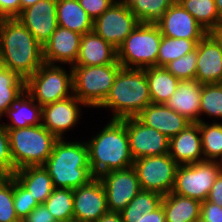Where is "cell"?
I'll return each instance as SVG.
<instances>
[{
    "label": "cell",
    "instance_id": "8",
    "mask_svg": "<svg viewBox=\"0 0 222 222\" xmlns=\"http://www.w3.org/2000/svg\"><path fill=\"white\" fill-rule=\"evenodd\" d=\"M119 63L98 66H72L73 95L89 109L98 108L106 99L114 83Z\"/></svg>",
    "mask_w": 222,
    "mask_h": 222
},
{
    "label": "cell",
    "instance_id": "27",
    "mask_svg": "<svg viewBox=\"0 0 222 222\" xmlns=\"http://www.w3.org/2000/svg\"><path fill=\"white\" fill-rule=\"evenodd\" d=\"M58 26L81 35L93 31V19L80 6L78 0H57Z\"/></svg>",
    "mask_w": 222,
    "mask_h": 222
},
{
    "label": "cell",
    "instance_id": "46",
    "mask_svg": "<svg viewBox=\"0 0 222 222\" xmlns=\"http://www.w3.org/2000/svg\"><path fill=\"white\" fill-rule=\"evenodd\" d=\"M137 222H166L163 206L151 213L140 215Z\"/></svg>",
    "mask_w": 222,
    "mask_h": 222
},
{
    "label": "cell",
    "instance_id": "13",
    "mask_svg": "<svg viewBox=\"0 0 222 222\" xmlns=\"http://www.w3.org/2000/svg\"><path fill=\"white\" fill-rule=\"evenodd\" d=\"M125 127L133 160L169 153L170 139L158 130L146 126L137 117L126 118Z\"/></svg>",
    "mask_w": 222,
    "mask_h": 222
},
{
    "label": "cell",
    "instance_id": "48",
    "mask_svg": "<svg viewBox=\"0 0 222 222\" xmlns=\"http://www.w3.org/2000/svg\"><path fill=\"white\" fill-rule=\"evenodd\" d=\"M96 222H123L121 213L108 211L102 215Z\"/></svg>",
    "mask_w": 222,
    "mask_h": 222
},
{
    "label": "cell",
    "instance_id": "32",
    "mask_svg": "<svg viewBox=\"0 0 222 222\" xmlns=\"http://www.w3.org/2000/svg\"><path fill=\"white\" fill-rule=\"evenodd\" d=\"M200 40H187L184 38H170L162 36L158 50L157 66L165 67L171 61L179 59L196 49Z\"/></svg>",
    "mask_w": 222,
    "mask_h": 222
},
{
    "label": "cell",
    "instance_id": "4",
    "mask_svg": "<svg viewBox=\"0 0 222 222\" xmlns=\"http://www.w3.org/2000/svg\"><path fill=\"white\" fill-rule=\"evenodd\" d=\"M151 103L146 69L121 68L109 94L96 110L107 109L112 114L108 119L122 120L137 117Z\"/></svg>",
    "mask_w": 222,
    "mask_h": 222
},
{
    "label": "cell",
    "instance_id": "5",
    "mask_svg": "<svg viewBox=\"0 0 222 222\" xmlns=\"http://www.w3.org/2000/svg\"><path fill=\"white\" fill-rule=\"evenodd\" d=\"M7 130L15 170L26 166L43 165L51 155L58 140L42 124Z\"/></svg>",
    "mask_w": 222,
    "mask_h": 222
},
{
    "label": "cell",
    "instance_id": "47",
    "mask_svg": "<svg viewBox=\"0 0 222 222\" xmlns=\"http://www.w3.org/2000/svg\"><path fill=\"white\" fill-rule=\"evenodd\" d=\"M207 34L220 46L222 49V20L213 28H211Z\"/></svg>",
    "mask_w": 222,
    "mask_h": 222
},
{
    "label": "cell",
    "instance_id": "12",
    "mask_svg": "<svg viewBox=\"0 0 222 222\" xmlns=\"http://www.w3.org/2000/svg\"><path fill=\"white\" fill-rule=\"evenodd\" d=\"M88 108L75 95L54 103L42 106V125L58 139H65L68 131L78 128L84 111ZM67 133V134H66Z\"/></svg>",
    "mask_w": 222,
    "mask_h": 222
},
{
    "label": "cell",
    "instance_id": "52",
    "mask_svg": "<svg viewBox=\"0 0 222 222\" xmlns=\"http://www.w3.org/2000/svg\"><path fill=\"white\" fill-rule=\"evenodd\" d=\"M216 162L220 168V172H222V155L216 160Z\"/></svg>",
    "mask_w": 222,
    "mask_h": 222
},
{
    "label": "cell",
    "instance_id": "39",
    "mask_svg": "<svg viewBox=\"0 0 222 222\" xmlns=\"http://www.w3.org/2000/svg\"><path fill=\"white\" fill-rule=\"evenodd\" d=\"M13 200L14 208L17 217L20 221L25 219L28 214L39 204L30 195V192L25 189L14 177H13Z\"/></svg>",
    "mask_w": 222,
    "mask_h": 222
},
{
    "label": "cell",
    "instance_id": "26",
    "mask_svg": "<svg viewBox=\"0 0 222 222\" xmlns=\"http://www.w3.org/2000/svg\"><path fill=\"white\" fill-rule=\"evenodd\" d=\"M201 201L170 192L163 196L161 205L166 222H199Z\"/></svg>",
    "mask_w": 222,
    "mask_h": 222
},
{
    "label": "cell",
    "instance_id": "28",
    "mask_svg": "<svg viewBox=\"0 0 222 222\" xmlns=\"http://www.w3.org/2000/svg\"><path fill=\"white\" fill-rule=\"evenodd\" d=\"M146 78L149 85L151 102L165 104L177 90L180 82L165 67L151 66L146 68Z\"/></svg>",
    "mask_w": 222,
    "mask_h": 222
},
{
    "label": "cell",
    "instance_id": "10",
    "mask_svg": "<svg viewBox=\"0 0 222 222\" xmlns=\"http://www.w3.org/2000/svg\"><path fill=\"white\" fill-rule=\"evenodd\" d=\"M178 164L168 154L147 156L134 160L133 168L142 190L154 191L161 195L172 192Z\"/></svg>",
    "mask_w": 222,
    "mask_h": 222
},
{
    "label": "cell",
    "instance_id": "7",
    "mask_svg": "<svg viewBox=\"0 0 222 222\" xmlns=\"http://www.w3.org/2000/svg\"><path fill=\"white\" fill-rule=\"evenodd\" d=\"M25 90L40 106L69 98L73 95L72 67L43 63L25 80Z\"/></svg>",
    "mask_w": 222,
    "mask_h": 222
},
{
    "label": "cell",
    "instance_id": "19",
    "mask_svg": "<svg viewBox=\"0 0 222 222\" xmlns=\"http://www.w3.org/2000/svg\"><path fill=\"white\" fill-rule=\"evenodd\" d=\"M196 80L200 84L222 83V49L206 34L196 45Z\"/></svg>",
    "mask_w": 222,
    "mask_h": 222
},
{
    "label": "cell",
    "instance_id": "53",
    "mask_svg": "<svg viewBox=\"0 0 222 222\" xmlns=\"http://www.w3.org/2000/svg\"><path fill=\"white\" fill-rule=\"evenodd\" d=\"M54 222H76V221L72 219V220H55Z\"/></svg>",
    "mask_w": 222,
    "mask_h": 222
},
{
    "label": "cell",
    "instance_id": "6",
    "mask_svg": "<svg viewBox=\"0 0 222 222\" xmlns=\"http://www.w3.org/2000/svg\"><path fill=\"white\" fill-rule=\"evenodd\" d=\"M162 34L156 24L140 23L117 49L122 68L146 69L157 66Z\"/></svg>",
    "mask_w": 222,
    "mask_h": 222
},
{
    "label": "cell",
    "instance_id": "25",
    "mask_svg": "<svg viewBox=\"0 0 222 222\" xmlns=\"http://www.w3.org/2000/svg\"><path fill=\"white\" fill-rule=\"evenodd\" d=\"M13 177L30 192L38 204H43L54 190L53 181L43 165L20 168Z\"/></svg>",
    "mask_w": 222,
    "mask_h": 222
},
{
    "label": "cell",
    "instance_id": "44",
    "mask_svg": "<svg viewBox=\"0 0 222 222\" xmlns=\"http://www.w3.org/2000/svg\"><path fill=\"white\" fill-rule=\"evenodd\" d=\"M52 214L44 204L36 206L21 222H54Z\"/></svg>",
    "mask_w": 222,
    "mask_h": 222
},
{
    "label": "cell",
    "instance_id": "42",
    "mask_svg": "<svg viewBox=\"0 0 222 222\" xmlns=\"http://www.w3.org/2000/svg\"><path fill=\"white\" fill-rule=\"evenodd\" d=\"M200 222H222V207L208 200L202 201Z\"/></svg>",
    "mask_w": 222,
    "mask_h": 222
},
{
    "label": "cell",
    "instance_id": "45",
    "mask_svg": "<svg viewBox=\"0 0 222 222\" xmlns=\"http://www.w3.org/2000/svg\"><path fill=\"white\" fill-rule=\"evenodd\" d=\"M206 200L222 207V172L217 176Z\"/></svg>",
    "mask_w": 222,
    "mask_h": 222
},
{
    "label": "cell",
    "instance_id": "51",
    "mask_svg": "<svg viewBox=\"0 0 222 222\" xmlns=\"http://www.w3.org/2000/svg\"><path fill=\"white\" fill-rule=\"evenodd\" d=\"M6 67L4 66V62H3V57L1 54V50H0V73L5 69Z\"/></svg>",
    "mask_w": 222,
    "mask_h": 222
},
{
    "label": "cell",
    "instance_id": "33",
    "mask_svg": "<svg viewBox=\"0 0 222 222\" xmlns=\"http://www.w3.org/2000/svg\"><path fill=\"white\" fill-rule=\"evenodd\" d=\"M208 32L222 19L218 15L215 0H177Z\"/></svg>",
    "mask_w": 222,
    "mask_h": 222
},
{
    "label": "cell",
    "instance_id": "24",
    "mask_svg": "<svg viewBox=\"0 0 222 222\" xmlns=\"http://www.w3.org/2000/svg\"><path fill=\"white\" fill-rule=\"evenodd\" d=\"M6 117L8 120H4ZM7 129L26 128L42 124V106L26 90L16 102L2 115Z\"/></svg>",
    "mask_w": 222,
    "mask_h": 222
},
{
    "label": "cell",
    "instance_id": "17",
    "mask_svg": "<svg viewBox=\"0 0 222 222\" xmlns=\"http://www.w3.org/2000/svg\"><path fill=\"white\" fill-rule=\"evenodd\" d=\"M162 36L201 40L207 31L176 0L162 17L155 23Z\"/></svg>",
    "mask_w": 222,
    "mask_h": 222
},
{
    "label": "cell",
    "instance_id": "18",
    "mask_svg": "<svg viewBox=\"0 0 222 222\" xmlns=\"http://www.w3.org/2000/svg\"><path fill=\"white\" fill-rule=\"evenodd\" d=\"M81 34L58 26L43 46L44 63L74 66L80 48Z\"/></svg>",
    "mask_w": 222,
    "mask_h": 222
},
{
    "label": "cell",
    "instance_id": "41",
    "mask_svg": "<svg viewBox=\"0 0 222 222\" xmlns=\"http://www.w3.org/2000/svg\"><path fill=\"white\" fill-rule=\"evenodd\" d=\"M117 0H78L80 6L93 19L102 15Z\"/></svg>",
    "mask_w": 222,
    "mask_h": 222
},
{
    "label": "cell",
    "instance_id": "50",
    "mask_svg": "<svg viewBox=\"0 0 222 222\" xmlns=\"http://www.w3.org/2000/svg\"><path fill=\"white\" fill-rule=\"evenodd\" d=\"M215 5L218 11V15L222 19V0H215Z\"/></svg>",
    "mask_w": 222,
    "mask_h": 222
},
{
    "label": "cell",
    "instance_id": "29",
    "mask_svg": "<svg viewBox=\"0 0 222 222\" xmlns=\"http://www.w3.org/2000/svg\"><path fill=\"white\" fill-rule=\"evenodd\" d=\"M163 195L141 190L120 212L123 222H137L140 215L151 213L161 206Z\"/></svg>",
    "mask_w": 222,
    "mask_h": 222
},
{
    "label": "cell",
    "instance_id": "21",
    "mask_svg": "<svg viewBox=\"0 0 222 222\" xmlns=\"http://www.w3.org/2000/svg\"><path fill=\"white\" fill-rule=\"evenodd\" d=\"M137 118L146 126L158 130L169 139L192 123L165 104L151 103L141 111Z\"/></svg>",
    "mask_w": 222,
    "mask_h": 222
},
{
    "label": "cell",
    "instance_id": "38",
    "mask_svg": "<svg viewBox=\"0 0 222 222\" xmlns=\"http://www.w3.org/2000/svg\"><path fill=\"white\" fill-rule=\"evenodd\" d=\"M197 50L171 61L165 68L180 81L196 79Z\"/></svg>",
    "mask_w": 222,
    "mask_h": 222
},
{
    "label": "cell",
    "instance_id": "14",
    "mask_svg": "<svg viewBox=\"0 0 222 222\" xmlns=\"http://www.w3.org/2000/svg\"><path fill=\"white\" fill-rule=\"evenodd\" d=\"M98 178L104 185L107 207L111 212L120 213L142 190L133 167L109 171Z\"/></svg>",
    "mask_w": 222,
    "mask_h": 222
},
{
    "label": "cell",
    "instance_id": "37",
    "mask_svg": "<svg viewBox=\"0 0 222 222\" xmlns=\"http://www.w3.org/2000/svg\"><path fill=\"white\" fill-rule=\"evenodd\" d=\"M0 222H21L13 200V177H0Z\"/></svg>",
    "mask_w": 222,
    "mask_h": 222
},
{
    "label": "cell",
    "instance_id": "22",
    "mask_svg": "<svg viewBox=\"0 0 222 222\" xmlns=\"http://www.w3.org/2000/svg\"><path fill=\"white\" fill-rule=\"evenodd\" d=\"M119 63L117 49L94 31L81 36L78 57L74 66H98Z\"/></svg>",
    "mask_w": 222,
    "mask_h": 222
},
{
    "label": "cell",
    "instance_id": "36",
    "mask_svg": "<svg viewBox=\"0 0 222 222\" xmlns=\"http://www.w3.org/2000/svg\"><path fill=\"white\" fill-rule=\"evenodd\" d=\"M43 204L55 220L73 219V189L54 188Z\"/></svg>",
    "mask_w": 222,
    "mask_h": 222
},
{
    "label": "cell",
    "instance_id": "9",
    "mask_svg": "<svg viewBox=\"0 0 222 222\" xmlns=\"http://www.w3.org/2000/svg\"><path fill=\"white\" fill-rule=\"evenodd\" d=\"M219 173L216 161L179 165L172 193L205 201Z\"/></svg>",
    "mask_w": 222,
    "mask_h": 222
},
{
    "label": "cell",
    "instance_id": "1",
    "mask_svg": "<svg viewBox=\"0 0 222 222\" xmlns=\"http://www.w3.org/2000/svg\"><path fill=\"white\" fill-rule=\"evenodd\" d=\"M100 129V130H99ZM89 165L92 174L99 177L113 170H124L133 166L125 119L106 120L95 135L89 137Z\"/></svg>",
    "mask_w": 222,
    "mask_h": 222
},
{
    "label": "cell",
    "instance_id": "31",
    "mask_svg": "<svg viewBox=\"0 0 222 222\" xmlns=\"http://www.w3.org/2000/svg\"><path fill=\"white\" fill-rule=\"evenodd\" d=\"M127 4L140 23L155 24L176 0H120Z\"/></svg>",
    "mask_w": 222,
    "mask_h": 222
},
{
    "label": "cell",
    "instance_id": "34",
    "mask_svg": "<svg viewBox=\"0 0 222 222\" xmlns=\"http://www.w3.org/2000/svg\"><path fill=\"white\" fill-rule=\"evenodd\" d=\"M205 117L211 118V122L222 121V83L202 85L200 122H205Z\"/></svg>",
    "mask_w": 222,
    "mask_h": 222
},
{
    "label": "cell",
    "instance_id": "43",
    "mask_svg": "<svg viewBox=\"0 0 222 222\" xmlns=\"http://www.w3.org/2000/svg\"><path fill=\"white\" fill-rule=\"evenodd\" d=\"M20 13V0H0V19L17 18Z\"/></svg>",
    "mask_w": 222,
    "mask_h": 222
},
{
    "label": "cell",
    "instance_id": "11",
    "mask_svg": "<svg viewBox=\"0 0 222 222\" xmlns=\"http://www.w3.org/2000/svg\"><path fill=\"white\" fill-rule=\"evenodd\" d=\"M139 24L129 6L117 0L93 21V31L118 49Z\"/></svg>",
    "mask_w": 222,
    "mask_h": 222
},
{
    "label": "cell",
    "instance_id": "15",
    "mask_svg": "<svg viewBox=\"0 0 222 222\" xmlns=\"http://www.w3.org/2000/svg\"><path fill=\"white\" fill-rule=\"evenodd\" d=\"M108 211L104 185L98 177L73 190L74 221L96 222Z\"/></svg>",
    "mask_w": 222,
    "mask_h": 222
},
{
    "label": "cell",
    "instance_id": "49",
    "mask_svg": "<svg viewBox=\"0 0 222 222\" xmlns=\"http://www.w3.org/2000/svg\"><path fill=\"white\" fill-rule=\"evenodd\" d=\"M38 1L39 0H20V2H21V11L26 9L27 7H30V6L34 5Z\"/></svg>",
    "mask_w": 222,
    "mask_h": 222
},
{
    "label": "cell",
    "instance_id": "40",
    "mask_svg": "<svg viewBox=\"0 0 222 222\" xmlns=\"http://www.w3.org/2000/svg\"><path fill=\"white\" fill-rule=\"evenodd\" d=\"M15 171L10 153L8 130L0 118V177H13Z\"/></svg>",
    "mask_w": 222,
    "mask_h": 222
},
{
    "label": "cell",
    "instance_id": "35",
    "mask_svg": "<svg viewBox=\"0 0 222 222\" xmlns=\"http://www.w3.org/2000/svg\"><path fill=\"white\" fill-rule=\"evenodd\" d=\"M200 122L202 152L205 161H216L222 155V122Z\"/></svg>",
    "mask_w": 222,
    "mask_h": 222
},
{
    "label": "cell",
    "instance_id": "23",
    "mask_svg": "<svg viewBox=\"0 0 222 222\" xmlns=\"http://www.w3.org/2000/svg\"><path fill=\"white\" fill-rule=\"evenodd\" d=\"M202 85L196 79L180 81L177 90L165 102V105L185 116L192 123L200 122Z\"/></svg>",
    "mask_w": 222,
    "mask_h": 222
},
{
    "label": "cell",
    "instance_id": "3",
    "mask_svg": "<svg viewBox=\"0 0 222 222\" xmlns=\"http://www.w3.org/2000/svg\"><path fill=\"white\" fill-rule=\"evenodd\" d=\"M43 166L54 188L74 190L95 178L89 165L86 141L81 137L74 141L70 138L58 139Z\"/></svg>",
    "mask_w": 222,
    "mask_h": 222
},
{
    "label": "cell",
    "instance_id": "20",
    "mask_svg": "<svg viewBox=\"0 0 222 222\" xmlns=\"http://www.w3.org/2000/svg\"><path fill=\"white\" fill-rule=\"evenodd\" d=\"M169 155L178 165L205 161L202 152L200 122L189 124L170 138Z\"/></svg>",
    "mask_w": 222,
    "mask_h": 222
},
{
    "label": "cell",
    "instance_id": "16",
    "mask_svg": "<svg viewBox=\"0 0 222 222\" xmlns=\"http://www.w3.org/2000/svg\"><path fill=\"white\" fill-rule=\"evenodd\" d=\"M56 11L57 0H39L22 10L17 18L44 46L58 28Z\"/></svg>",
    "mask_w": 222,
    "mask_h": 222
},
{
    "label": "cell",
    "instance_id": "30",
    "mask_svg": "<svg viewBox=\"0 0 222 222\" xmlns=\"http://www.w3.org/2000/svg\"><path fill=\"white\" fill-rule=\"evenodd\" d=\"M24 91V78L7 68L0 73V118Z\"/></svg>",
    "mask_w": 222,
    "mask_h": 222
},
{
    "label": "cell",
    "instance_id": "2",
    "mask_svg": "<svg viewBox=\"0 0 222 222\" xmlns=\"http://www.w3.org/2000/svg\"><path fill=\"white\" fill-rule=\"evenodd\" d=\"M0 50L4 66L25 80L44 63L43 46L18 18L0 19Z\"/></svg>",
    "mask_w": 222,
    "mask_h": 222
}]
</instances>
